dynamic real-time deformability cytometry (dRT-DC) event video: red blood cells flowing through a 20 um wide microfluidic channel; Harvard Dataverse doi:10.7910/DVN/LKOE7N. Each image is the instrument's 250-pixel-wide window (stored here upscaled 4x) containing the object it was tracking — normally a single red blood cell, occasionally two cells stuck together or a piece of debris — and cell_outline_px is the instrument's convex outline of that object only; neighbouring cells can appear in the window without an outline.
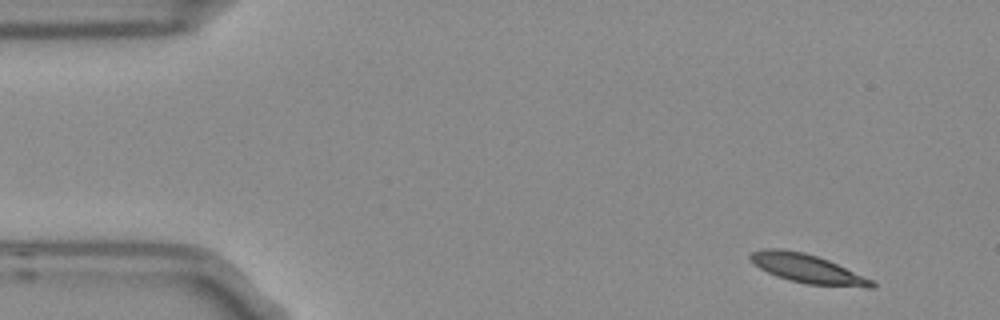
{"species": "Egyptian fruit bat (a non-hibernating species)", "species_latin": "Rousettus aegyptiacus", "temperature_condition": "room temperature", "stored_images_in_passage": 5, "segment_of_instrument_passage": [1, 2], "camera_frame_rate_fps": 3000, "um_per_image_px": 0.085, "frame": {"image": 1, "passage_image": 1, "time_ms": 0.0, "image_size_px": [1000, 320], "cell_outline_px": [[876, 288], [864, 288], [804, 284], [788, 280], [776, 276], [752, 264], [748, 256], [752, 252], [764, 248], [780, 248], [804, 252], [828, 260], [872, 280], [876, 284]], "centroid_in_image_um": [68.61, 22.85], "position_along_channel_um": 16.4, "area_um2": 20.58}}
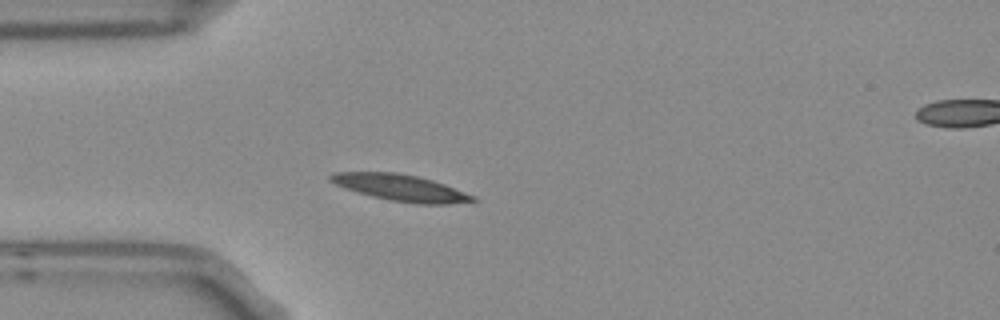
{"frame": {"image": 2, "passage_image": 4, "time_ms": 1.0, "image_size_px": [1000, 320], "cell_outline_px": [[476, 200], [448, 204], [416, 204], [388, 200], [372, 196], [344, 188], [328, 180], [328, 176], [332, 172], [396, 172], [416, 176], [432, 180], [444, 184], [476, 196]], "centroid_in_image_um": [34.02, 15.95], "position_along_channel_um": 51.0, "area_um2": 21.91}}